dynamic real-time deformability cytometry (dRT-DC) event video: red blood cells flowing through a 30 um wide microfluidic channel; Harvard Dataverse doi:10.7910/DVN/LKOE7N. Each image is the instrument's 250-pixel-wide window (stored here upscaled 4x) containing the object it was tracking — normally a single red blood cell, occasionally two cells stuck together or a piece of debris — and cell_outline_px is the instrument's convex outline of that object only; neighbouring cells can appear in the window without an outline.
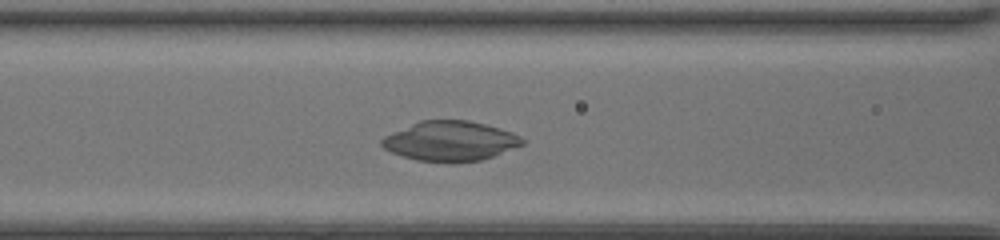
{"species": "common noctule bat (a hibernating species)", "species_latin": "Nyctalus noctula", "temperature_condition": "room temperature", "stored_images_in_passage": 36, "camera_frame_rate_fps": 3000, "um_per_image_px": 0.085, "animal": {"sex": "female", "body_mass_g": 20.0, "forearm_length_mm": 54.0}, "frame": {"image": 1, "passage_image": 12, "time_ms": 3.667, "image_size_px": [1000, 240], "cell_outline_px": [[524, 144], [492, 156], [480, 160], [448, 164], [416, 160], [392, 152], [384, 148], [380, 144], [380, 140], [384, 136], [420, 120], [468, 120], [500, 128], [512, 132], [520, 136], [524, 140]], "centroid_in_image_um": [38.26, 12.0], "position_along_channel_um": 128.3, "area_um2": 32.66}}
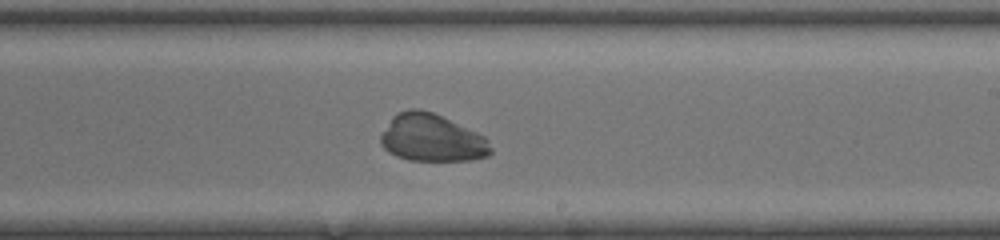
{"frame": {"image": 2, "passage_image": 21, "time_ms": 6.667, "image_size_px": [1000, 240], "cell_outline_px": [[492, 152], [488, 156], [472, 160], [408, 160], [396, 156], [388, 152], [380, 144], [380, 136], [392, 116], [396, 112], [408, 108], [420, 108], [432, 112], [476, 132], [484, 136], [488, 140], [492, 148]], "centroid_in_image_um": [36.68, 11.72], "position_along_channel_um": 252.3, "area_um2": 30.52}}
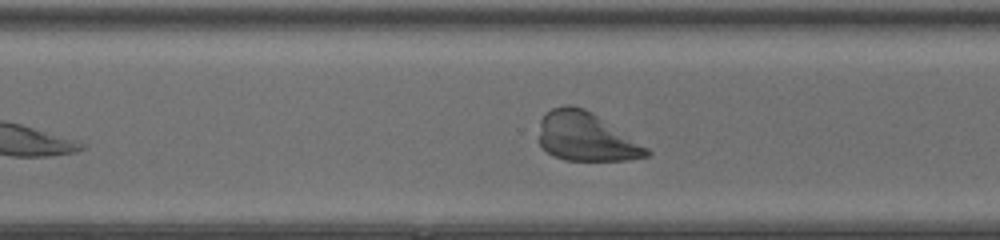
{"frame": {"image": 3, "passage_image": 26, "time_ms": 8.333, "image_size_px": [1000, 240], "cell_outline_px": [[652, 152], [648, 156], [628, 160], [564, 160], [552, 156], [540, 144], [540, 120], [552, 108], [564, 104], [572, 104], [584, 108], [648, 148]], "centroid_in_image_um": [49.79, 11.63], "position_along_channel_um": 320.8, "area_um2": 30.17}}